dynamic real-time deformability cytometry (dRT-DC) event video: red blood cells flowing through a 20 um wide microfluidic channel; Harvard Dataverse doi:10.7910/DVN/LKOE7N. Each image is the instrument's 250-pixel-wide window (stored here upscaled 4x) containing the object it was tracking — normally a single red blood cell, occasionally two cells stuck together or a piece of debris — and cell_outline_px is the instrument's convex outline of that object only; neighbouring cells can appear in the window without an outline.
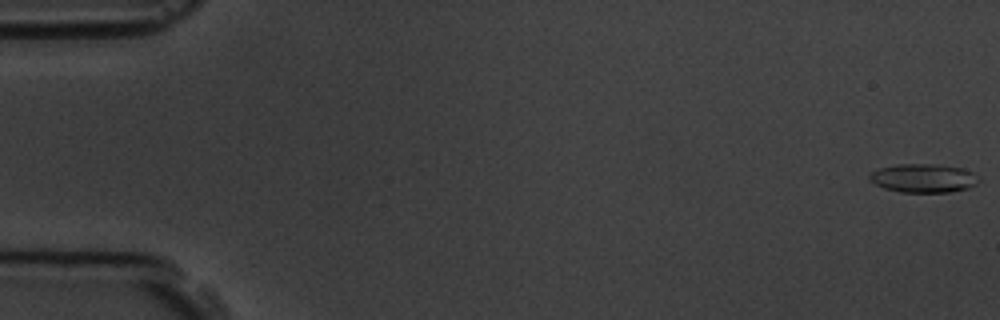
{"species": "common noctule bat (a hibernating species)", "species_latin": "Nyctalus noctula", "temperature_condition": "room temperature", "stored_images_in_passage": 5, "camera_frame_rate_fps": 3000, "um_per_image_px": 0.085, "animal": {"sex": "male", "body_mass_g": 19.5, "forearm_length_mm": 54.6}, "frame": {"image": 1, "passage_image": 1, "time_ms": 0.0, "image_size_px": [1000, 320], "cell_outline_px": [[980, 180], [976, 184], [968, 188], [948, 192], [900, 192], [884, 188], [868, 180], [868, 176], [872, 172], [880, 168], [896, 164], [936, 164], [964, 168], [980, 176]], "centroid_in_image_um": [78.51, 15.14], "position_along_channel_um": 6.5, "area_um2": 18.38}}
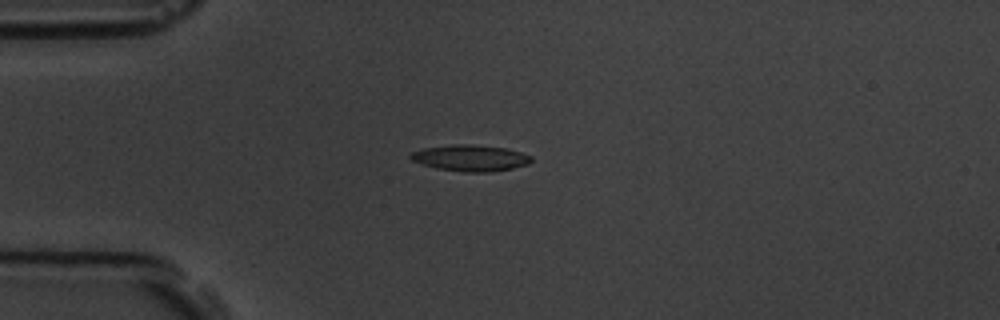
{"frame": {"image": 2, "passage_image": 5, "time_ms": 4.667, "image_size_px": [1000, 320], "cell_outline_px": [[532, 160], [528, 164], [512, 168], [484, 172], [464, 172], [436, 168], [412, 160], [408, 156], [412, 152], [424, 148], [452, 144], [472, 144], [508, 148], [532, 156]], "centroid_in_image_um": [39.99, 13.42], "position_along_channel_um": 45.0, "area_um2": 18.38}}